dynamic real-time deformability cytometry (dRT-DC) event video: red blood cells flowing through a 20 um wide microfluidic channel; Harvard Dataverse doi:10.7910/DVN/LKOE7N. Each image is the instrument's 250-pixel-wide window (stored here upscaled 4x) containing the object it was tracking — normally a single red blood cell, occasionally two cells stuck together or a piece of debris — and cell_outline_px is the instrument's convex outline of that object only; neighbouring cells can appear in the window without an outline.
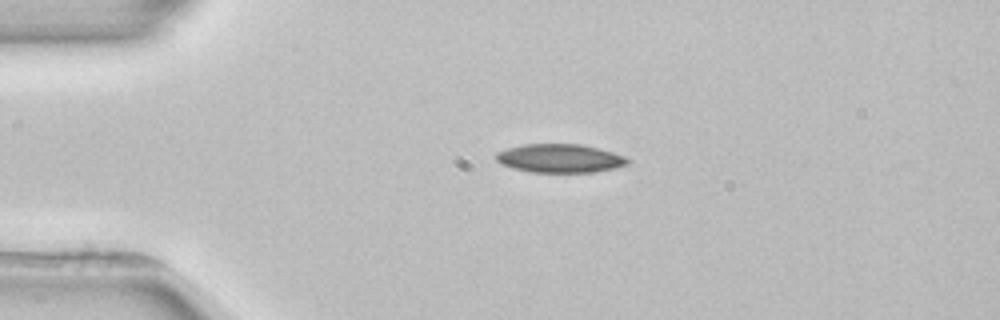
{"species": "common noctule bat (a hibernating species)", "species_latin": "Nyctalus noctula", "temperature_condition": "room temperature", "stored_images_in_passage": 2, "camera_frame_rate_fps": 3000, "um_per_image_px": 0.085, "animal": {"sex": "female", "body_mass_g": 22.7, "forearm_length_mm": 54.2}, "frame": {"image": 1, "passage_image": 1, "time_ms": 0.0, "image_size_px": [1000, 320], "cell_outline_px": [[632, 160], [628, 164], [616, 168], [592, 172], [532, 172], [512, 168], [500, 164], [496, 160], [496, 152], [520, 144], [580, 144], [600, 148], [624, 156]], "centroid_in_image_um": [47.59, 13.45], "position_along_channel_um": 37.4, "area_um2": 22.08}}
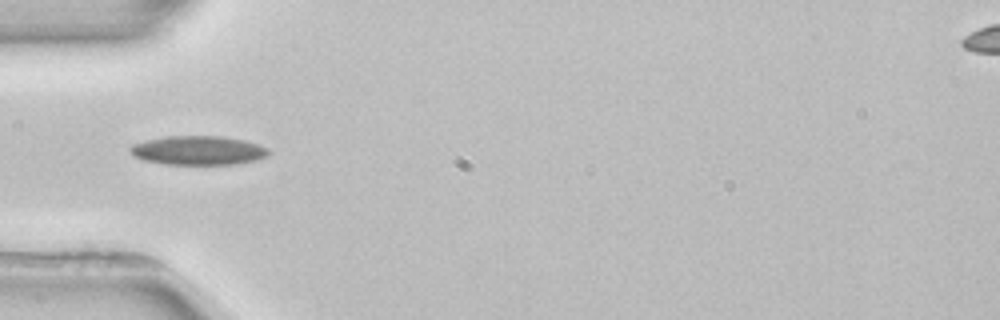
{"frame": {"image": 2, "passage_image": 2, "time_ms": 1.667, "image_size_px": [1000, 320], "cell_outline_px": [[268, 156], [252, 160], [232, 164], [168, 164], [144, 160], [136, 156], [128, 148], [132, 144], [148, 140], [168, 136], [220, 136], [244, 140], [260, 144], [268, 148]], "centroid_in_image_um": [16.86, 12.77], "position_along_channel_um": 68.1, "area_um2": 23.06}}